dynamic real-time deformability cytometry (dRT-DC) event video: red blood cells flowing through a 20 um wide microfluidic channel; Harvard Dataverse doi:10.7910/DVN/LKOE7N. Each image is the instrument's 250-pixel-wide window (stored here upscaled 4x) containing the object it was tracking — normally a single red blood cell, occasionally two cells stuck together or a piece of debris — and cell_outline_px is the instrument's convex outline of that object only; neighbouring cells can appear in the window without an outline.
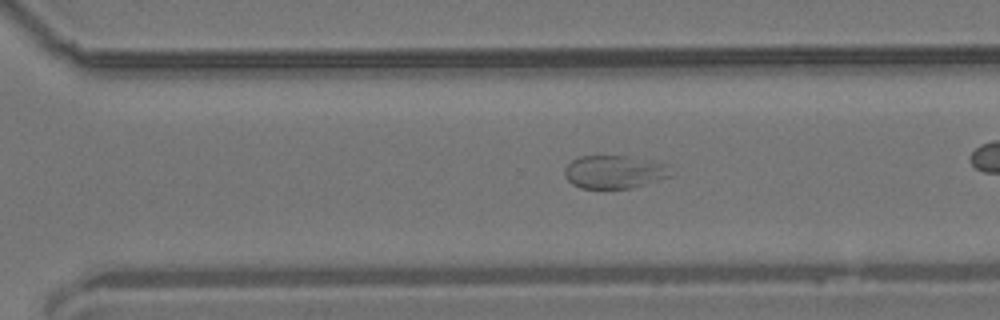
{"species": "common noctule bat (a hibernating species)", "species_latin": "Nyctalus noctula", "temperature_condition": "room temperature", "stored_images_in_passage": 43, "camera_frame_rate_fps": 3000, "um_per_image_px": 0.085, "animal": {"sex": "male", "body_mass_g": 19.2, "forearm_length_mm": 51.8}, "frame": {"image": 1, "passage_image": 37, "time_ms": 12.0, "image_size_px": [1000, 320], "cell_outline_px": [[672, 176], [632, 188], [580, 188], [572, 184], [564, 176], [564, 168], [572, 160], [580, 156], [628, 156], [668, 164]], "centroid_in_image_um": [52.21, 14.61], "position_along_channel_um": 318.4, "area_um2": 20.52}}
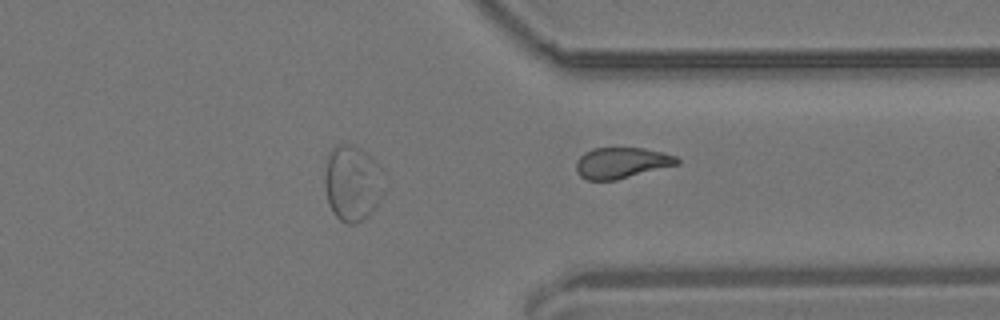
{"frame": {"image": 2, "passage_image": 43, "time_ms": 14.0, "image_size_px": [1000, 320], "cell_outline_px": [[680, 164], [616, 180], [588, 180], [580, 176], [576, 172], [576, 160], [584, 152], [592, 148], [644, 148], [664, 152], [676, 156], [680, 160]], "centroid_in_image_um": [52.84, 13.84], "position_along_channel_um": 358.6, "area_um2": 18.38}}